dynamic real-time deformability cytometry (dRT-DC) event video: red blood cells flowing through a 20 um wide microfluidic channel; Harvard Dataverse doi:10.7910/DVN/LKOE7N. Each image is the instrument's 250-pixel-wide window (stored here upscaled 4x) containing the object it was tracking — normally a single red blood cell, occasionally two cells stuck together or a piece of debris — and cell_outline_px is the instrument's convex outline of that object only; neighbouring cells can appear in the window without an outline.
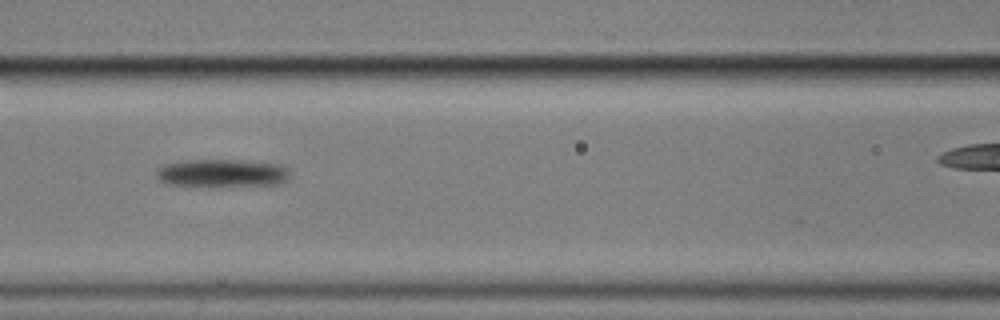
{"species": "common noctule bat (a hibernating species)", "species_latin": "Nyctalus noctula", "temperature_condition": "cold", "stored_images_in_passage": 7, "camera_frame_rate_fps": 3000, "um_per_image_px": 0.085, "animal": {"sex": "male", "body_mass_g": 17.9}, "frame": {"image": 1, "passage_image": 4, "time_ms": 3.667, "image_size_px": [1000, 320], "cell_outline_px": [[292, 176], [276, 184], [164, 184], [156, 176], [156, 172], [164, 164], [192, 160], [240, 160], [280, 164], [288, 168]], "centroid_in_image_um": [18.91, 14.67], "position_along_channel_um": 147.7, "area_um2": 20.75}}
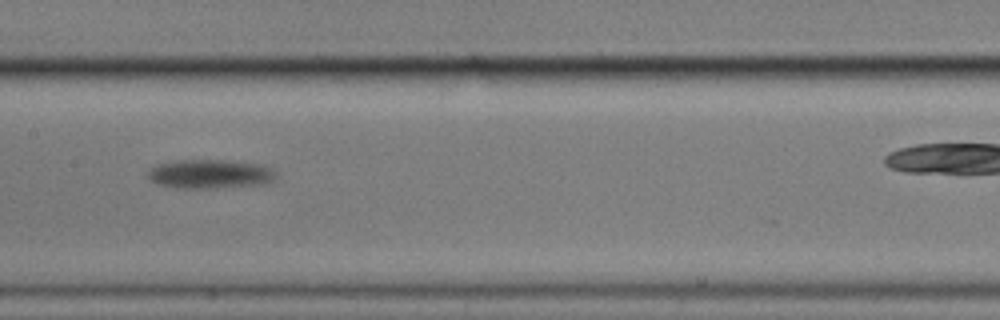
{"frame": {"image": 2, "passage_image": 5, "time_ms": 5.0, "image_size_px": [1000, 320], "cell_outline_px": [[280, 176], [264, 184], [200, 188], [180, 188], [160, 184], [152, 180], [148, 176], [148, 172], [156, 164], [180, 160], [228, 160], [264, 164], [272, 168]], "centroid_in_image_um": [17.94, 14.77], "position_along_channel_um": 189.5, "area_um2": 21.56}}
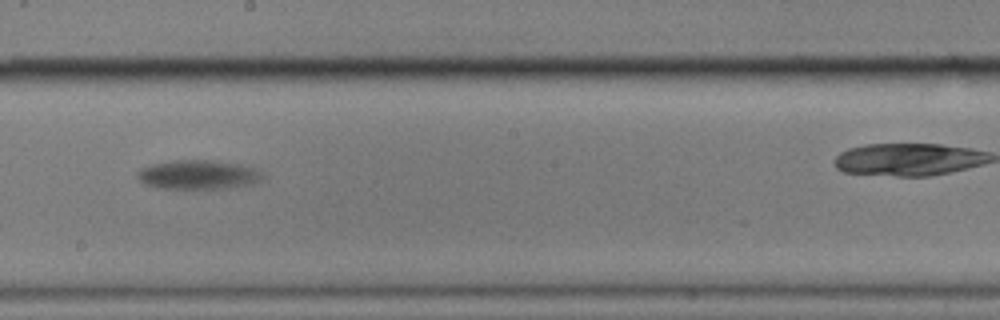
{"frame": {"image": 3, "passage_image": 6, "time_ms": 6.333, "image_size_px": [1000, 320], "cell_outline_px": [[264, 176], [252, 184], [228, 188], [164, 188], [144, 184], [136, 176], [136, 172], [140, 168], [152, 164], [172, 160], [212, 160], [240, 164], [256, 168], [264, 172]], "centroid_in_image_um": [16.85, 14.83], "position_along_channel_um": 231.3, "area_um2": 21.33}}